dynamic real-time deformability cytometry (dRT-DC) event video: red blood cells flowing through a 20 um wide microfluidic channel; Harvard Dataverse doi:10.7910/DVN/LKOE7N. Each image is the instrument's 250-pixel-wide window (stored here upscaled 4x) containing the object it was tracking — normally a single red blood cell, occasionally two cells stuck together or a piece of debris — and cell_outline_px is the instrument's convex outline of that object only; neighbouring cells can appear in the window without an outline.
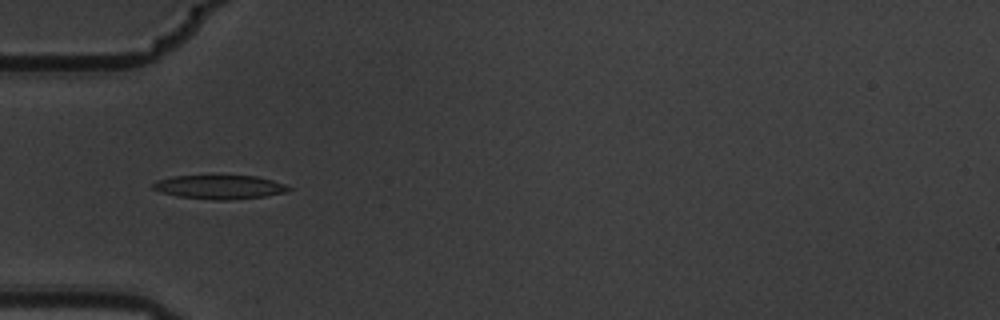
{"species": "common noctule bat (a hibernating species)", "species_latin": "Nyctalus noctula", "temperature_condition": "warm", "stored_images_in_passage": 13, "camera_frame_rate_fps": 3000, "um_per_image_px": 0.085, "animal": {"sex": "male", "body_mass_g": 19.5, "forearm_length_mm": 54.6}, "frame": {"image": 1, "passage_image": 3, "time_ms": 0.667, "image_size_px": [1000, 320], "cell_outline_px": [[292, 188], [288, 192], [264, 196], [228, 200], [212, 200], [180, 196], [164, 192], [152, 188], [152, 184], [156, 180], [172, 176], [256, 176], [272, 180], [284, 184]], "centroid_in_image_um": [18.69, 15.89], "position_along_channel_um": 66.3, "area_um2": 18.67}}
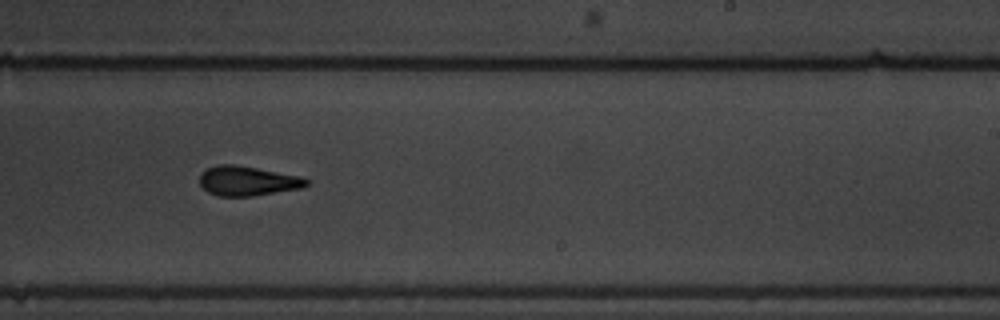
{"frame": {"image": 2, "passage_image": 8, "time_ms": 2.333, "image_size_px": [1000, 320], "cell_outline_px": [[308, 184], [300, 188], [252, 196], [220, 196], [208, 192], [200, 184], [200, 172], [208, 168], [220, 164], [232, 164], [256, 168], [300, 176], [308, 180]], "centroid_in_image_um": [21.01, 15.38], "position_along_channel_um": 268.0, "area_um2": 18.15}}
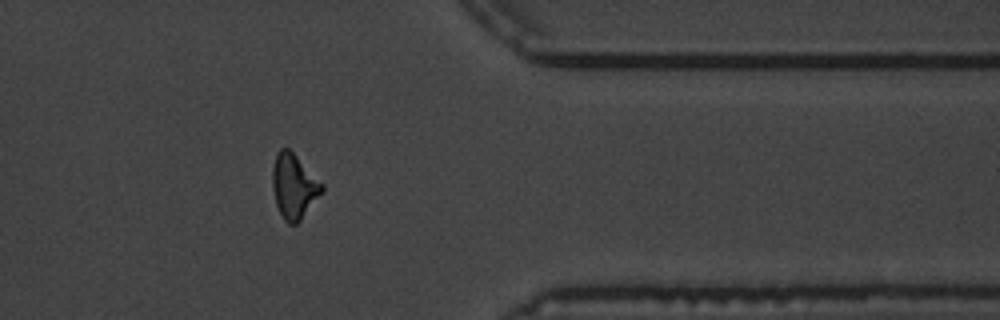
{"frame": {"image": 3, "passage_image": 11, "time_ms": 3.333, "image_size_px": [1000, 320], "cell_outline_px": [[324, 192], [300, 220], [296, 224], [288, 224], [284, 220], [276, 204], [272, 188], [272, 168], [276, 152], [280, 148], [288, 148], [324, 184]], "centroid_in_image_um": [24.99, 15.83], "position_along_channel_um": 386.4, "area_um2": 18.73}}